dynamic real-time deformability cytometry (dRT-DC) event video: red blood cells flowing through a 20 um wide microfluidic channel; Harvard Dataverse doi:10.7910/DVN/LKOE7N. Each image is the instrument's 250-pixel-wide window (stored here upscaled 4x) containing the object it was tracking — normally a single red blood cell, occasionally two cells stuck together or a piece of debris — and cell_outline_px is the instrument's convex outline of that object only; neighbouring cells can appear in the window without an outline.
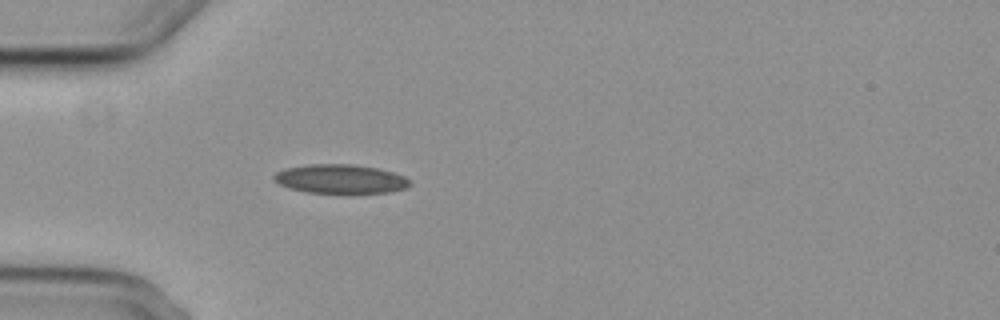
{"species": "common noctule bat (a hibernating species)", "species_latin": "Nyctalus noctula", "temperature_condition": "cold", "stored_images_in_passage": 1, "camera_frame_rate_fps": 3000, "um_per_image_px": 0.085, "animal": {"sex": "female", "body_mass_g": 29.2, "forearm_length_mm": 56.3}, "frame": {"image": 1, "passage_image": 1, "time_ms": 0.0, "image_size_px": [1000, 320], "cell_outline_px": [[412, 184], [408, 188], [388, 192], [352, 196], [308, 192], [288, 188], [272, 180], [272, 176], [276, 172], [284, 168], [308, 164], [352, 164], [376, 168], [392, 172], [404, 176]], "centroid_in_image_um": [28.93, 15.26], "position_along_channel_um": 56.1, "area_um2": 23.99}}